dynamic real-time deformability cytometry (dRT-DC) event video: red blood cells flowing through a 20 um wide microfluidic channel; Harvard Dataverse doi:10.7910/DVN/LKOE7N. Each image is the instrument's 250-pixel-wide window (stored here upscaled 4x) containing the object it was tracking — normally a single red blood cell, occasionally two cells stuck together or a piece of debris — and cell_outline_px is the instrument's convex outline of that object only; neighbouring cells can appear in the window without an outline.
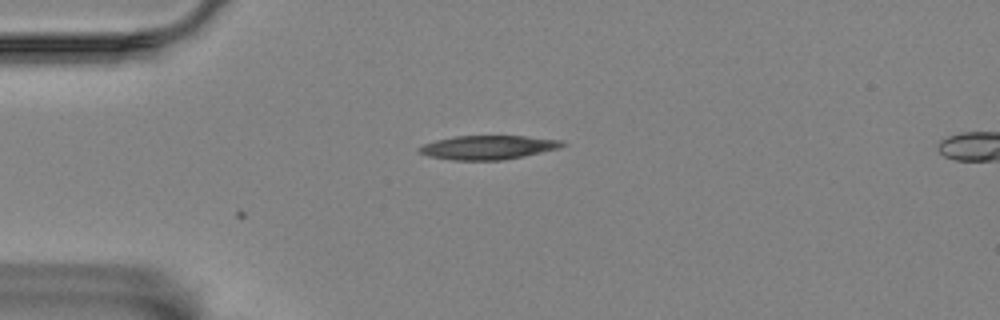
{"species": "Egyptian fruit bat (a non-hibernating species)", "species_latin": "Rousettus aegyptiacus", "temperature_condition": "room temperature", "stored_images_in_passage": 2, "camera_frame_rate_fps": 3000, "um_per_image_px": 0.085, "animal": {"sex": "female"}, "frame": {"image": 1, "passage_image": 2, "time_ms": 0.333, "image_size_px": [1000, 320], "cell_outline_px": [[568, 144], [560, 148], [524, 156], [504, 160], [452, 160], [428, 156], [416, 152], [416, 148], [424, 144], [436, 140], [456, 136], [524, 136], [564, 140]], "centroid_in_image_um": [41.49, 12.53], "position_along_channel_um": 43.5, "area_um2": 20.17}}